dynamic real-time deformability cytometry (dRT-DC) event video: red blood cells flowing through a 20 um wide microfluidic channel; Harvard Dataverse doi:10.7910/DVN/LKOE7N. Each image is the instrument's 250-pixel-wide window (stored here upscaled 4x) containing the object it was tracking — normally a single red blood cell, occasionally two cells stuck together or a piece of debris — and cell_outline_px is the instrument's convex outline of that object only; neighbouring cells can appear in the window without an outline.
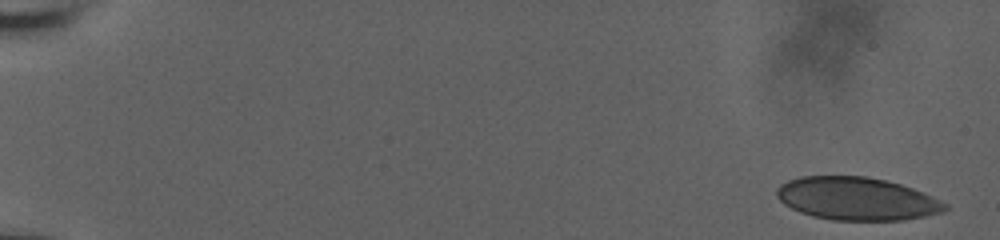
{"species": "human", "species_latin": "Homo sapiens", "temperature_condition": "room temperature", "stored_images_in_passage": 49, "camera_frame_rate_fps": 3000, "um_per_image_px": 0.085, "donor": {"sex": "male"}, "frame": {"image": 1, "passage_image": 1, "time_ms": 0.0, "image_size_px": [1000, 240], "cell_outline_px": [[948, 208], [944, 212], [904, 220], [832, 220], [812, 216], [800, 212], [784, 204], [776, 196], [776, 188], [780, 184], [788, 180], [800, 176], [864, 176], [884, 180], [900, 184], [912, 188], [940, 200], [948, 204]], "centroid_in_image_um": [72.8, 16.89], "position_along_channel_um": 12.2, "area_um2": 42.08}}
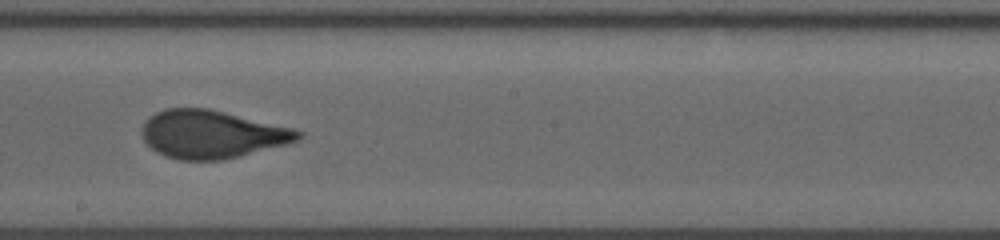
{"frame": {"image": 2, "passage_image": 30, "time_ms": 9.667, "image_size_px": [1000, 240], "cell_outline_px": [[304, 136], [300, 140], [288, 144], [240, 156], [220, 160], [180, 160], [164, 156], [156, 152], [144, 140], [144, 124], [148, 116], [164, 108], [208, 108], [292, 128], [304, 132]], "centroid_in_image_um": [18.03, 11.42], "position_along_channel_um": 230.2, "area_um2": 43.58}}
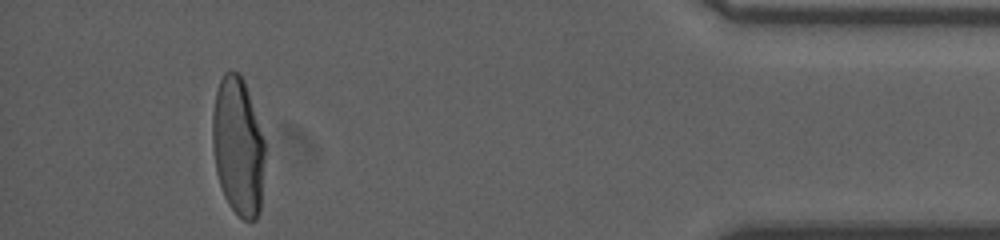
{"frame": {"image": 3, "passage_image": 48, "time_ms": 15.667, "image_size_px": [1000, 240], "cell_outline_px": [[264, 160], [260, 212], [256, 220], [244, 220], [228, 204], [224, 196], [216, 172], [212, 148], [212, 112], [216, 92], [220, 80], [224, 72], [240, 72], [244, 80], [264, 140]], "centroid_in_image_um": [20.22, 12.45], "position_along_channel_um": 415.0, "area_um2": 42.19}, "authors_computed_cell_mechanics": {"area_um2": 43.6968, "velocity_mm_per_s": 3.7224, "shape_relaxation_time_tau1_ms": 6.0402, "shape_relaxation_time_tau2_ms": null, "deformation_change_tau1": 0.1745, "deformation_change_tau2": null}}